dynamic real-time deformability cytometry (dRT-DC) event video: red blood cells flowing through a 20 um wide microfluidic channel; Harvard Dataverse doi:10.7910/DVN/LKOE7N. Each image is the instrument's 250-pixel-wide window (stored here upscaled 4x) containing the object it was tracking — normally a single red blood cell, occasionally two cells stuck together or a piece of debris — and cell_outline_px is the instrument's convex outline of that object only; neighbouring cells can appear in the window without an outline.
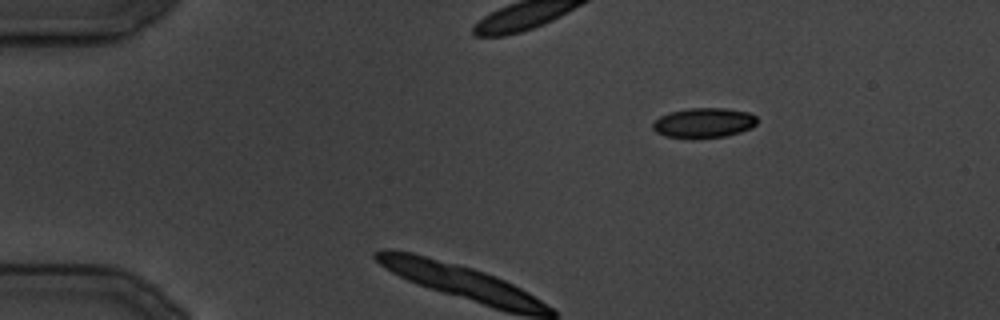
{"species": "common noctule bat (a hibernating species)", "species_latin": "Nyctalus noctula", "temperature_condition": "cold", "stored_images_in_passage": 27, "camera_frame_rate_fps": 3000, "um_per_image_px": 0.085, "animal": {"sex": "male", "body_mass_g": 19.5, "forearm_length_mm": 54.6}, "frame": {"image": 1, "passage_image": 1, "time_ms": 0.0, "image_size_px": [1000, 320], "cell_outline_px": [[756, 124], [752, 128], [740, 132], [724, 136], [692, 140], [664, 136], [656, 132], [652, 128], [652, 124], [660, 116], [668, 112], [688, 108], [724, 108], [748, 112], [756, 116]], "centroid_in_image_um": [59.78, 10.46], "position_along_channel_um": 25.2, "area_um2": 18.55}}